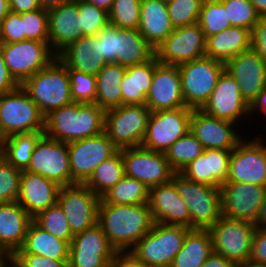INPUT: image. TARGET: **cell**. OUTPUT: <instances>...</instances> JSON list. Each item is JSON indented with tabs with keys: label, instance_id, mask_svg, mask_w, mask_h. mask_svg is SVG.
I'll return each mask as SVG.
<instances>
[{
	"label": "cell",
	"instance_id": "8fae6325",
	"mask_svg": "<svg viewBox=\"0 0 266 267\" xmlns=\"http://www.w3.org/2000/svg\"><path fill=\"white\" fill-rule=\"evenodd\" d=\"M192 110L184 107L151 112L141 146L165 153L190 130Z\"/></svg>",
	"mask_w": 266,
	"mask_h": 267
},
{
	"label": "cell",
	"instance_id": "680465c9",
	"mask_svg": "<svg viewBox=\"0 0 266 267\" xmlns=\"http://www.w3.org/2000/svg\"><path fill=\"white\" fill-rule=\"evenodd\" d=\"M112 263L116 267H149L130 251L116 252Z\"/></svg>",
	"mask_w": 266,
	"mask_h": 267
},
{
	"label": "cell",
	"instance_id": "89a4df30",
	"mask_svg": "<svg viewBox=\"0 0 266 267\" xmlns=\"http://www.w3.org/2000/svg\"><path fill=\"white\" fill-rule=\"evenodd\" d=\"M2 267H20L17 262L10 257L4 264Z\"/></svg>",
	"mask_w": 266,
	"mask_h": 267
},
{
	"label": "cell",
	"instance_id": "1f68e13d",
	"mask_svg": "<svg viewBox=\"0 0 266 267\" xmlns=\"http://www.w3.org/2000/svg\"><path fill=\"white\" fill-rule=\"evenodd\" d=\"M70 243L43 230L33 221L29 224L25 241L16 253H32L56 260H69Z\"/></svg>",
	"mask_w": 266,
	"mask_h": 267
},
{
	"label": "cell",
	"instance_id": "db71d44e",
	"mask_svg": "<svg viewBox=\"0 0 266 267\" xmlns=\"http://www.w3.org/2000/svg\"><path fill=\"white\" fill-rule=\"evenodd\" d=\"M180 173L193 182L208 185L207 149L186 165Z\"/></svg>",
	"mask_w": 266,
	"mask_h": 267
},
{
	"label": "cell",
	"instance_id": "816d5d0a",
	"mask_svg": "<svg viewBox=\"0 0 266 267\" xmlns=\"http://www.w3.org/2000/svg\"><path fill=\"white\" fill-rule=\"evenodd\" d=\"M101 57L106 63H117V27L110 23L96 35Z\"/></svg>",
	"mask_w": 266,
	"mask_h": 267
},
{
	"label": "cell",
	"instance_id": "be15d7a7",
	"mask_svg": "<svg viewBox=\"0 0 266 267\" xmlns=\"http://www.w3.org/2000/svg\"><path fill=\"white\" fill-rule=\"evenodd\" d=\"M254 225L255 228H266V195L264 196V200L260 204Z\"/></svg>",
	"mask_w": 266,
	"mask_h": 267
},
{
	"label": "cell",
	"instance_id": "277c9868",
	"mask_svg": "<svg viewBox=\"0 0 266 267\" xmlns=\"http://www.w3.org/2000/svg\"><path fill=\"white\" fill-rule=\"evenodd\" d=\"M171 181L187 205L191 229H209L220 219V187L193 182L180 172H175Z\"/></svg>",
	"mask_w": 266,
	"mask_h": 267
},
{
	"label": "cell",
	"instance_id": "c3c4849f",
	"mask_svg": "<svg viewBox=\"0 0 266 267\" xmlns=\"http://www.w3.org/2000/svg\"><path fill=\"white\" fill-rule=\"evenodd\" d=\"M23 20L24 40L49 42L48 10L40 8L30 12L20 13Z\"/></svg>",
	"mask_w": 266,
	"mask_h": 267
},
{
	"label": "cell",
	"instance_id": "44dd1931",
	"mask_svg": "<svg viewBox=\"0 0 266 267\" xmlns=\"http://www.w3.org/2000/svg\"><path fill=\"white\" fill-rule=\"evenodd\" d=\"M206 114L237 124L248 118L249 104L242 97L238 82L225 70L219 76L216 87L201 108Z\"/></svg>",
	"mask_w": 266,
	"mask_h": 267
},
{
	"label": "cell",
	"instance_id": "9f6ffc18",
	"mask_svg": "<svg viewBox=\"0 0 266 267\" xmlns=\"http://www.w3.org/2000/svg\"><path fill=\"white\" fill-rule=\"evenodd\" d=\"M251 47L266 64V17H260L252 32Z\"/></svg>",
	"mask_w": 266,
	"mask_h": 267
},
{
	"label": "cell",
	"instance_id": "003e7915",
	"mask_svg": "<svg viewBox=\"0 0 266 267\" xmlns=\"http://www.w3.org/2000/svg\"><path fill=\"white\" fill-rule=\"evenodd\" d=\"M260 17H266V0H250Z\"/></svg>",
	"mask_w": 266,
	"mask_h": 267
},
{
	"label": "cell",
	"instance_id": "e7e4bbea",
	"mask_svg": "<svg viewBox=\"0 0 266 267\" xmlns=\"http://www.w3.org/2000/svg\"><path fill=\"white\" fill-rule=\"evenodd\" d=\"M73 0H39L41 8L44 9H51L56 6H60L62 4L71 2Z\"/></svg>",
	"mask_w": 266,
	"mask_h": 267
},
{
	"label": "cell",
	"instance_id": "8d00e7d4",
	"mask_svg": "<svg viewBox=\"0 0 266 267\" xmlns=\"http://www.w3.org/2000/svg\"><path fill=\"white\" fill-rule=\"evenodd\" d=\"M125 175L122 153L117 150L111 157L102 161L84 183L98 197H102Z\"/></svg>",
	"mask_w": 266,
	"mask_h": 267
},
{
	"label": "cell",
	"instance_id": "ba28073f",
	"mask_svg": "<svg viewBox=\"0 0 266 267\" xmlns=\"http://www.w3.org/2000/svg\"><path fill=\"white\" fill-rule=\"evenodd\" d=\"M178 67L186 107L201 109L225 70V63L204 56L182 63Z\"/></svg>",
	"mask_w": 266,
	"mask_h": 267
},
{
	"label": "cell",
	"instance_id": "ffe728a7",
	"mask_svg": "<svg viewBox=\"0 0 266 267\" xmlns=\"http://www.w3.org/2000/svg\"><path fill=\"white\" fill-rule=\"evenodd\" d=\"M145 105L151 112L186 107L179 67L158 62L156 55L154 75Z\"/></svg>",
	"mask_w": 266,
	"mask_h": 267
},
{
	"label": "cell",
	"instance_id": "484cf974",
	"mask_svg": "<svg viewBox=\"0 0 266 267\" xmlns=\"http://www.w3.org/2000/svg\"><path fill=\"white\" fill-rule=\"evenodd\" d=\"M60 185L40 174L22 170L19 204L33 218L58 201Z\"/></svg>",
	"mask_w": 266,
	"mask_h": 267
},
{
	"label": "cell",
	"instance_id": "ee69618b",
	"mask_svg": "<svg viewBox=\"0 0 266 267\" xmlns=\"http://www.w3.org/2000/svg\"><path fill=\"white\" fill-rule=\"evenodd\" d=\"M227 11L228 20L233 27H244L252 32L260 19L250 0H220Z\"/></svg>",
	"mask_w": 266,
	"mask_h": 267
},
{
	"label": "cell",
	"instance_id": "52a82bcc",
	"mask_svg": "<svg viewBox=\"0 0 266 267\" xmlns=\"http://www.w3.org/2000/svg\"><path fill=\"white\" fill-rule=\"evenodd\" d=\"M150 114L145 104L107 109L104 132L118 150L141 146Z\"/></svg>",
	"mask_w": 266,
	"mask_h": 267
},
{
	"label": "cell",
	"instance_id": "4dcf8cb0",
	"mask_svg": "<svg viewBox=\"0 0 266 267\" xmlns=\"http://www.w3.org/2000/svg\"><path fill=\"white\" fill-rule=\"evenodd\" d=\"M153 75L154 57L144 63L128 66L120 84L122 105L146 104Z\"/></svg>",
	"mask_w": 266,
	"mask_h": 267
},
{
	"label": "cell",
	"instance_id": "03108f58",
	"mask_svg": "<svg viewBox=\"0 0 266 267\" xmlns=\"http://www.w3.org/2000/svg\"><path fill=\"white\" fill-rule=\"evenodd\" d=\"M96 7L102 8L105 11L109 12L112 8L114 0H85Z\"/></svg>",
	"mask_w": 266,
	"mask_h": 267
},
{
	"label": "cell",
	"instance_id": "60d3db41",
	"mask_svg": "<svg viewBox=\"0 0 266 267\" xmlns=\"http://www.w3.org/2000/svg\"><path fill=\"white\" fill-rule=\"evenodd\" d=\"M198 24L205 38L231 27L227 11L220 0H204Z\"/></svg>",
	"mask_w": 266,
	"mask_h": 267
},
{
	"label": "cell",
	"instance_id": "f546056e",
	"mask_svg": "<svg viewBox=\"0 0 266 267\" xmlns=\"http://www.w3.org/2000/svg\"><path fill=\"white\" fill-rule=\"evenodd\" d=\"M251 31L233 27L206 38L205 56L226 63L228 60L251 48Z\"/></svg>",
	"mask_w": 266,
	"mask_h": 267
},
{
	"label": "cell",
	"instance_id": "d590c367",
	"mask_svg": "<svg viewBox=\"0 0 266 267\" xmlns=\"http://www.w3.org/2000/svg\"><path fill=\"white\" fill-rule=\"evenodd\" d=\"M43 134V132H30L11 135L0 141L1 155L14 167L25 170L35 145Z\"/></svg>",
	"mask_w": 266,
	"mask_h": 267
},
{
	"label": "cell",
	"instance_id": "d4e9b609",
	"mask_svg": "<svg viewBox=\"0 0 266 267\" xmlns=\"http://www.w3.org/2000/svg\"><path fill=\"white\" fill-rule=\"evenodd\" d=\"M78 16L77 0L48 9L49 46L56 55L83 36Z\"/></svg>",
	"mask_w": 266,
	"mask_h": 267
},
{
	"label": "cell",
	"instance_id": "7c38bea8",
	"mask_svg": "<svg viewBox=\"0 0 266 267\" xmlns=\"http://www.w3.org/2000/svg\"><path fill=\"white\" fill-rule=\"evenodd\" d=\"M28 172L40 174L58 185L72 184L68 143L54 140L43 134L32 153Z\"/></svg>",
	"mask_w": 266,
	"mask_h": 267
},
{
	"label": "cell",
	"instance_id": "ac0fdd59",
	"mask_svg": "<svg viewBox=\"0 0 266 267\" xmlns=\"http://www.w3.org/2000/svg\"><path fill=\"white\" fill-rule=\"evenodd\" d=\"M115 253L116 250L97 223L73 236L68 267H108L114 260Z\"/></svg>",
	"mask_w": 266,
	"mask_h": 267
},
{
	"label": "cell",
	"instance_id": "8992f818",
	"mask_svg": "<svg viewBox=\"0 0 266 267\" xmlns=\"http://www.w3.org/2000/svg\"><path fill=\"white\" fill-rule=\"evenodd\" d=\"M44 118L20 85L0 96V141L15 134L43 132Z\"/></svg>",
	"mask_w": 266,
	"mask_h": 267
},
{
	"label": "cell",
	"instance_id": "753ad0ef",
	"mask_svg": "<svg viewBox=\"0 0 266 267\" xmlns=\"http://www.w3.org/2000/svg\"><path fill=\"white\" fill-rule=\"evenodd\" d=\"M159 1L164 2V3H168V2H171L173 0H159Z\"/></svg>",
	"mask_w": 266,
	"mask_h": 267
},
{
	"label": "cell",
	"instance_id": "7dc6e473",
	"mask_svg": "<svg viewBox=\"0 0 266 267\" xmlns=\"http://www.w3.org/2000/svg\"><path fill=\"white\" fill-rule=\"evenodd\" d=\"M70 91L73 102L95 103L96 76L68 69Z\"/></svg>",
	"mask_w": 266,
	"mask_h": 267
},
{
	"label": "cell",
	"instance_id": "6da1fadb",
	"mask_svg": "<svg viewBox=\"0 0 266 267\" xmlns=\"http://www.w3.org/2000/svg\"><path fill=\"white\" fill-rule=\"evenodd\" d=\"M98 224L110 245L118 251H130L154 224L148 203L115 205L100 200Z\"/></svg>",
	"mask_w": 266,
	"mask_h": 267
},
{
	"label": "cell",
	"instance_id": "bcb514c9",
	"mask_svg": "<svg viewBox=\"0 0 266 267\" xmlns=\"http://www.w3.org/2000/svg\"><path fill=\"white\" fill-rule=\"evenodd\" d=\"M22 170L10 164L0 155V203L18 200Z\"/></svg>",
	"mask_w": 266,
	"mask_h": 267
},
{
	"label": "cell",
	"instance_id": "603a6c76",
	"mask_svg": "<svg viewBox=\"0 0 266 267\" xmlns=\"http://www.w3.org/2000/svg\"><path fill=\"white\" fill-rule=\"evenodd\" d=\"M235 123L212 117L201 109H193L190 131L205 149L233 150L242 137L233 128Z\"/></svg>",
	"mask_w": 266,
	"mask_h": 267
},
{
	"label": "cell",
	"instance_id": "d6a6232c",
	"mask_svg": "<svg viewBox=\"0 0 266 267\" xmlns=\"http://www.w3.org/2000/svg\"><path fill=\"white\" fill-rule=\"evenodd\" d=\"M154 56V47L138 29L117 27V63L128 67L149 61Z\"/></svg>",
	"mask_w": 266,
	"mask_h": 267
},
{
	"label": "cell",
	"instance_id": "7402d4cb",
	"mask_svg": "<svg viewBox=\"0 0 266 267\" xmlns=\"http://www.w3.org/2000/svg\"><path fill=\"white\" fill-rule=\"evenodd\" d=\"M225 71L238 82L249 105L266 87V64L252 47L228 60Z\"/></svg>",
	"mask_w": 266,
	"mask_h": 267
},
{
	"label": "cell",
	"instance_id": "a7ac6f4b",
	"mask_svg": "<svg viewBox=\"0 0 266 267\" xmlns=\"http://www.w3.org/2000/svg\"><path fill=\"white\" fill-rule=\"evenodd\" d=\"M9 0H0V23L9 14Z\"/></svg>",
	"mask_w": 266,
	"mask_h": 267
},
{
	"label": "cell",
	"instance_id": "f907efd6",
	"mask_svg": "<svg viewBox=\"0 0 266 267\" xmlns=\"http://www.w3.org/2000/svg\"><path fill=\"white\" fill-rule=\"evenodd\" d=\"M24 40L23 20L19 13L12 11L0 23V44Z\"/></svg>",
	"mask_w": 266,
	"mask_h": 267
},
{
	"label": "cell",
	"instance_id": "30bf717a",
	"mask_svg": "<svg viewBox=\"0 0 266 267\" xmlns=\"http://www.w3.org/2000/svg\"><path fill=\"white\" fill-rule=\"evenodd\" d=\"M0 47L7 68L20 85L57 57L49 42L26 39L0 44Z\"/></svg>",
	"mask_w": 266,
	"mask_h": 267
},
{
	"label": "cell",
	"instance_id": "2e32d148",
	"mask_svg": "<svg viewBox=\"0 0 266 267\" xmlns=\"http://www.w3.org/2000/svg\"><path fill=\"white\" fill-rule=\"evenodd\" d=\"M227 181L266 186V145L261 138L242 139L232 150Z\"/></svg>",
	"mask_w": 266,
	"mask_h": 267
},
{
	"label": "cell",
	"instance_id": "f1b7e54d",
	"mask_svg": "<svg viewBox=\"0 0 266 267\" xmlns=\"http://www.w3.org/2000/svg\"><path fill=\"white\" fill-rule=\"evenodd\" d=\"M174 29L166 3L159 0H141L138 31L155 50Z\"/></svg>",
	"mask_w": 266,
	"mask_h": 267
},
{
	"label": "cell",
	"instance_id": "7a4b0ae2",
	"mask_svg": "<svg viewBox=\"0 0 266 267\" xmlns=\"http://www.w3.org/2000/svg\"><path fill=\"white\" fill-rule=\"evenodd\" d=\"M104 117L95 103L72 102L45 115L43 133L66 143L89 138L104 132Z\"/></svg>",
	"mask_w": 266,
	"mask_h": 267
},
{
	"label": "cell",
	"instance_id": "3957f363",
	"mask_svg": "<svg viewBox=\"0 0 266 267\" xmlns=\"http://www.w3.org/2000/svg\"><path fill=\"white\" fill-rule=\"evenodd\" d=\"M21 87L44 116L73 102L68 69L57 57L47 67L26 79Z\"/></svg>",
	"mask_w": 266,
	"mask_h": 267
},
{
	"label": "cell",
	"instance_id": "9a60e30c",
	"mask_svg": "<svg viewBox=\"0 0 266 267\" xmlns=\"http://www.w3.org/2000/svg\"><path fill=\"white\" fill-rule=\"evenodd\" d=\"M117 150L105 132L69 142L68 152L72 184H84L94 169Z\"/></svg>",
	"mask_w": 266,
	"mask_h": 267
},
{
	"label": "cell",
	"instance_id": "d6986e66",
	"mask_svg": "<svg viewBox=\"0 0 266 267\" xmlns=\"http://www.w3.org/2000/svg\"><path fill=\"white\" fill-rule=\"evenodd\" d=\"M222 215L233 220L256 222L266 186L226 181L221 185Z\"/></svg>",
	"mask_w": 266,
	"mask_h": 267
},
{
	"label": "cell",
	"instance_id": "91938a15",
	"mask_svg": "<svg viewBox=\"0 0 266 267\" xmlns=\"http://www.w3.org/2000/svg\"><path fill=\"white\" fill-rule=\"evenodd\" d=\"M10 11L24 13L40 9L39 0H9Z\"/></svg>",
	"mask_w": 266,
	"mask_h": 267
},
{
	"label": "cell",
	"instance_id": "34e18365",
	"mask_svg": "<svg viewBox=\"0 0 266 267\" xmlns=\"http://www.w3.org/2000/svg\"><path fill=\"white\" fill-rule=\"evenodd\" d=\"M108 267H116L113 263H111Z\"/></svg>",
	"mask_w": 266,
	"mask_h": 267
},
{
	"label": "cell",
	"instance_id": "5b68a950",
	"mask_svg": "<svg viewBox=\"0 0 266 267\" xmlns=\"http://www.w3.org/2000/svg\"><path fill=\"white\" fill-rule=\"evenodd\" d=\"M190 230L191 228L182 225L154 222L152 229L130 252L149 267H171Z\"/></svg>",
	"mask_w": 266,
	"mask_h": 267
},
{
	"label": "cell",
	"instance_id": "6f0895ef",
	"mask_svg": "<svg viewBox=\"0 0 266 267\" xmlns=\"http://www.w3.org/2000/svg\"><path fill=\"white\" fill-rule=\"evenodd\" d=\"M20 84L13 78L7 68L0 47V96L15 90Z\"/></svg>",
	"mask_w": 266,
	"mask_h": 267
},
{
	"label": "cell",
	"instance_id": "e575fe53",
	"mask_svg": "<svg viewBox=\"0 0 266 267\" xmlns=\"http://www.w3.org/2000/svg\"><path fill=\"white\" fill-rule=\"evenodd\" d=\"M212 252L210 231L208 229H191L171 267H201Z\"/></svg>",
	"mask_w": 266,
	"mask_h": 267
},
{
	"label": "cell",
	"instance_id": "4316f807",
	"mask_svg": "<svg viewBox=\"0 0 266 267\" xmlns=\"http://www.w3.org/2000/svg\"><path fill=\"white\" fill-rule=\"evenodd\" d=\"M32 217L18 201L0 203V249L12 257L24 244Z\"/></svg>",
	"mask_w": 266,
	"mask_h": 267
},
{
	"label": "cell",
	"instance_id": "b9f144b4",
	"mask_svg": "<svg viewBox=\"0 0 266 267\" xmlns=\"http://www.w3.org/2000/svg\"><path fill=\"white\" fill-rule=\"evenodd\" d=\"M79 29L83 36H96L109 24V14L102 8L85 1L77 0Z\"/></svg>",
	"mask_w": 266,
	"mask_h": 267
},
{
	"label": "cell",
	"instance_id": "e0dca14e",
	"mask_svg": "<svg viewBox=\"0 0 266 267\" xmlns=\"http://www.w3.org/2000/svg\"><path fill=\"white\" fill-rule=\"evenodd\" d=\"M206 38L198 23L178 27L155 50L158 62L180 65L205 56Z\"/></svg>",
	"mask_w": 266,
	"mask_h": 267
},
{
	"label": "cell",
	"instance_id": "4fadbf2b",
	"mask_svg": "<svg viewBox=\"0 0 266 267\" xmlns=\"http://www.w3.org/2000/svg\"><path fill=\"white\" fill-rule=\"evenodd\" d=\"M101 198L85 184H71L60 187L58 203L75 235L98 223V207Z\"/></svg>",
	"mask_w": 266,
	"mask_h": 267
},
{
	"label": "cell",
	"instance_id": "74e56055",
	"mask_svg": "<svg viewBox=\"0 0 266 267\" xmlns=\"http://www.w3.org/2000/svg\"><path fill=\"white\" fill-rule=\"evenodd\" d=\"M101 199L115 205L144 204L149 202V188L139 180L124 175Z\"/></svg>",
	"mask_w": 266,
	"mask_h": 267
},
{
	"label": "cell",
	"instance_id": "6125c7cd",
	"mask_svg": "<svg viewBox=\"0 0 266 267\" xmlns=\"http://www.w3.org/2000/svg\"><path fill=\"white\" fill-rule=\"evenodd\" d=\"M266 115V87L257 95L249 105V114L256 113L257 110Z\"/></svg>",
	"mask_w": 266,
	"mask_h": 267
},
{
	"label": "cell",
	"instance_id": "11a10c76",
	"mask_svg": "<svg viewBox=\"0 0 266 267\" xmlns=\"http://www.w3.org/2000/svg\"><path fill=\"white\" fill-rule=\"evenodd\" d=\"M248 266L266 267V228H255Z\"/></svg>",
	"mask_w": 266,
	"mask_h": 267
},
{
	"label": "cell",
	"instance_id": "83f0119b",
	"mask_svg": "<svg viewBox=\"0 0 266 267\" xmlns=\"http://www.w3.org/2000/svg\"><path fill=\"white\" fill-rule=\"evenodd\" d=\"M57 58L67 69L95 76L107 64L101 57L100 43L96 36H82L62 50Z\"/></svg>",
	"mask_w": 266,
	"mask_h": 267
},
{
	"label": "cell",
	"instance_id": "7bdbcfd3",
	"mask_svg": "<svg viewBox=\"0 0 266 267\" xmlns=\"http://www.w3.org/2000/svg\"><path fill=\"white\" fill-rule=\"evenodd\" d=\"M141 0H114L109 14V23L123 29H138Z\"/></svg>",
	"mask_w": 266,
	"mask_h": 267
},
{
	"label": "cell",
	"instance_id": "681fc988",
	"mask_svg": "<svg viewBox=\"0 0 266 267\" xmlns=\"http://www.w3.org/2000/svg\"><path fill=\"white\" fill-rule=\"evenodd\" d=\"M232 150L207 149L208 185L220 187L227 181Z\"/></svg>",
	"mask_w": 266,
	"mask_h": 267
},
{
	"label": "cell",
	"instance_id": "94428289",
	"mask_svg": "<svg viewBox=\"0 0 266 267\" xmlns=\"http://www.w3.org/2000/svg\"><path fill=\"white\" fill-rule=\"evenodd\" d=\"M201 267H238L234 262L227 260L220 254L212 252Z\"/></svg>",
	"mask_w": 266,
	"mask_h": 267
},
{
	"label": "cell",
	"instance_id": "f6af8a7d",
	"mask_svg": "<svg viewBox=\"0 0 266 267\" xmlns=\"http://www.w3.org/2000/svg\"><path fill=\"white\" fill-rule=\"evenodd\" d=\"M204 0H173L166 3L174 28L198 23Z\"/></svg>",
	"mask_w": 266,
	"mask_h": 267
},
{
	"label": "cell",
	"instance_id": "cb8c5ba5",
	"mask_svg": "<svg viewBox=\"0 0 266 267\" xmlns=\"http://www.w3.org/2000/svg\"><path fill=\"white\" fill-rule=\"evenodd\" d=\"M148 204L154 222L190 228V214L187 205L172 181L151 187Z\"/></svg>",
	"mask_w": 266,
	"mask_h": 267
},
{
	"label": "cell",
	"instance_id": "836d02e7",
	"mask_svg": "<svg viewBox=\"0 0 266 267\" xmlns=\"http://www.w3.org/2000/svg\"><path fill=\"white\" fill-rule=\"evenodd\" d=\"M125 66L119 63H107L96 75L95 104L104 110L121 106V81L126 72Z\"/></svg>",
	"mask_w": 266,
	"mask_h": 267
},
{
	"label": "cell",
	"instance_id": "5bb4252c",
	"mask_svg": "<svg viewBox=\"0 0 266 267\" xmlns=\"http://www.w3.org/2000/svg\"><path fill=\"white\" fill-rule=\"evenodd\" d=\"M125 176L142 182L149 189L171 181L175 171L169 165L165 153L155 152L142 146L120 150Z\"/></svg>",
	"mask_w": 266,
	"mask_h": 267
},
{
	"label": "cell",
	"instance_id": "ab89813d",
	"mask_svg": "<svg viewBox=\"0 0 266 267\" xmlns=\"http://www.w3.org/2000/svg\"><path fill=\"white\" fill-rule=\"evenodd\" d=\"M32 221L53 236L61 240H66L69 243L72 241L74 234L72 233L65 213L58 202L38 213L32 218Z\"/></svg>",
	"mask_w": 266,
	"mask_h": 267
},
{
	"label": "cell",
	"instance_id": "2644e50d",
	"mask_svg": "<svg viewBox=\"0 0 266 267\" xmlns=\"http://www.w3.org/2000/svg\"><path fill=\"white\" fill-rule=\"evenodd\" d=\"M10 257H0V267L9 259Z\"/></svg>",
	"mask_w": 266,
	"mask_h": 267
},
{
	"label": "cell",
	"instance_id": "f35d334b",
	"mask_svg": "<svg viewBox=\"0 0 266 267\" xmlns=\"http://www.w3.org/2000/svg\"><path fill=\"white\" fill-rule=\"evenodd\" d=\"M204 150V146L189 130L170 146L165 155L171 168L175 172H181L186 165L203 154Z\"/></svg>",
	"mask_w": 266,
	"mask_h": 267
},
{
	"label": "cell",
	"instance_id": "9c48e42d",
	"mask_svg": "<svg viewBox=\"0 0 266 267\" xmlns=\"http://www.w3.org/2000/svg\"><path fill=\"white\" fill-rule=\"evenodd\" d=\"M208 230L212 237L213 252L234 262L238 267L248 265L255 231L253 223L222 215Z\"/></svg>",
	"mask_w": 266,
	"mask_h": 267
},
{
	"label": "cell",
	"instance_id": "8c879c8a",
	"mask_svg": "<svg viewBox=\"0 0 266 267\" xmlns=\"http://www.w3.org/2000/svg\"><path fill=\"white\" fill-rule=\"evenodd\" d=\"M0 257H10V256L6 253H3L2 250L0 249Z\"/></svg>",
	"mask_w": 266,
	"mask_h": 267
},
{
	"label": "cell",
	"instance_id": "f5cc1de1",
	"mask_svg": "<svg viewBox=\"0 0 266 267\" xmlns=\"http://www.w3.org/2000/svg\"><path fill=\"white\" fill-rule=\"evenodd\" d=\"M12 258L20 267H68L69 260H56L32 253H15Z\"/></svg>",
	"mask_w": 266,
	"mask_h": 267
}]
</instances>
